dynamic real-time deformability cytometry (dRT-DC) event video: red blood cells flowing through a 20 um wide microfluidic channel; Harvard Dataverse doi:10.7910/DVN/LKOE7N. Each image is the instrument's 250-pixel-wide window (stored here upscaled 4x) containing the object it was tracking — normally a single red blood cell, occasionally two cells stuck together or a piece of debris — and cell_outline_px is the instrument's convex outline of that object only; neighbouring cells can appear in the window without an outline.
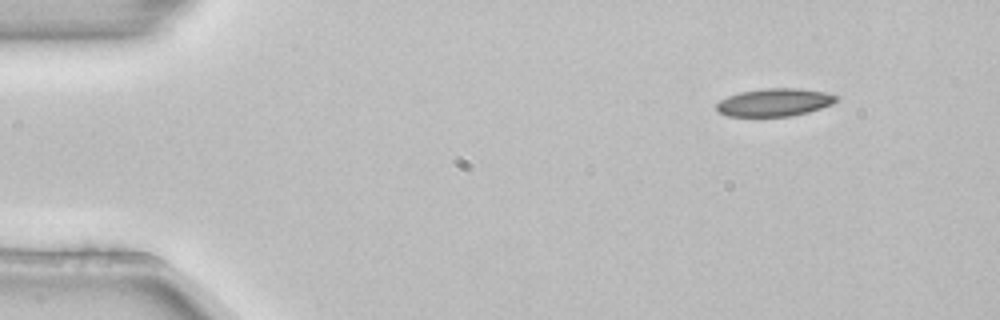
{"species": "common noctule bat (a hibernating species)", "species_latin": "Nyctalus noctula", "temperature_condition": "room temperature", "stored_images_in_passage": 3, "camera_frame_rate_fps": 3000, "um_per_image_px": 0.085, "animal": {"sex": "female", "body_mass_g": 22.7, "forearm_length_mm": 54.2}, "frame": {"image": 1, "passage_image": 1, "time_ms": 0.0, "image_size_px": [1000, 320], "cell_outline_px": [[840, 96], [832, 104], [808, 112], [792, 116], [728, 116], [720, 112], [716, 108], [716, 104], [720, 100], [728, 96], [740, 92], [768, 88], [796, 88], [824, 92]], "centroid_in_image_um": [65.84, 8.7], "position_along_channel_um": 19.2, "area_um2": 19.25}}
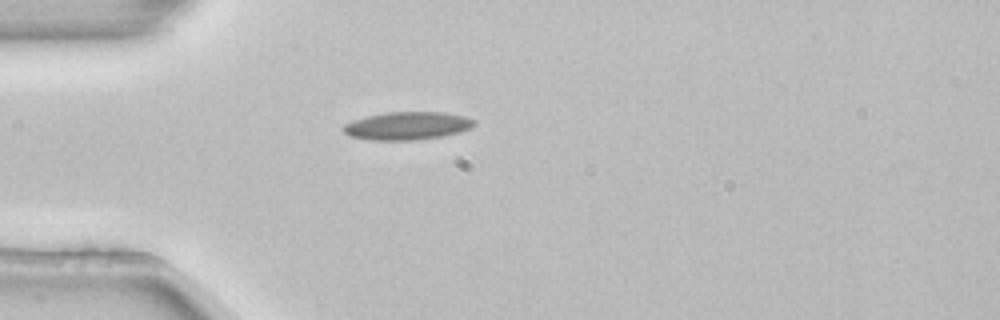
{"frame": {"image": 2, "passage_image": 3, "time_ms": 0.667, "image_size_px": [1000, 320], "cell_outline_px": [[476, 124], [472, 128], [460, 132], [444, 136], [412, 140], [372, 140], [348, 136], [340, 128], [344, 124], [352, 120], [384, 112], [444, 112], [464, 116], [476, 120]], "centroid_in_image_um": [34.62, 10.69], "position_along_channel_um": 50.4, "area_um2": 21.56}}